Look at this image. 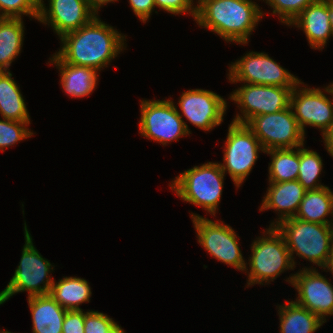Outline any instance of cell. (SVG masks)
Instances as JSON below:
<instances>
[{"mask_svg": "<svg viewBox=\"0 0 333 333\" xmlns=\"http://www.w3.org/2000/svg\"><path fill=\"white\" fill-rule=\"evenodd\" d=\"M125 35L105 24L96 15L78 30L64 34L56 54L66 63L102 70L124 48Z\"/></svg>", "mask_w": 333, "mask_h": 333, "instance_id": "1", "label": "cell"}, {"mask_svg": "<svg viewBox=\"0 0 333 333\" xmlns=\"http://www.w3.org/2000/svg\"><path fill=\"white\" fill-rule=\"evenodd\" d=\"M263 15L252 0H198L194 21L226 42L247 44Z\"/></svg>", "mask_w": 333, "mask_h": 333, "instance_id": "2", "label": "cell"}, {"mask_svg": "<svg viewBox=\"0 0 333 333\" xmlns=\"http://www.w3.org/2000/svg\"><path fill=\"white\" fill-rule=\"evenodd\" d=\"M275 227L284 237L294 268V252L320 268L324 266L333 247V225L290 217L278 222Z\"/></svg>", "mask_w": 333, "mask_h": 333, "instance_id": "3", "label": "cell"}, {"mask_svg": "<svg viewBox=\"0 0 333 333\" xmlns=\"http://www.w3.org/2000/svg\"><path fill=\"white\" fill-rule=\"evenodd\" d=\"M224 176L220 163L208 162L185 170L169 186L183 201L203 207L215 216L222 196Z\"/></svg>", "mask_w": 333, "mask_h": 333, "instance_id": "4", "label": "cell"}, {"mask_svg": "<svg viewBox=\"0 0 333 333\" xmlns=\"http://www.w3.org/2000/svg\"><path fill=\"white\" fill-rule=\"evenodd\" d=\"M24 235L25 245L19 265L8 285L0 292V305L19 292H28V297L48 295L54 282L49 275L54 267L34 247L26 222L24 223Z\"/></svg>", "mask_w": 333, "mask_h": 333, "instance_id": "5", "label": "cell"}, {"mask_svg": "<svg viewBox=\"0 0 333 333\" xmlns=\"http://www.w3.org/2000/svg\"><path fill=\"white\" fill-rule=\"evenodd\" d=\"M265 235L258 237L251 245L247 286L274 281L286 269L294 270L290 252L284 237L275 226H270ZM268 235V236H267Z\"/></svg>", "mask_w": 333, "mask_h": 333, "instance_id": "6", "label": "cell"}, {"mask_svg": "<svg viewBox=\"0 0 333 333\" xmlns=\"http://www.w3.org/2000/svg\"><path fill=\"white\" fill-rule=\"evenodd\" d=\"M139 132L142 136L164 146L190 133L174 102L168 100H140Z\"/></svg>", "mask_w": 333, "mask_h": 333, "instance_id": "7", "label": "cell"}, {"mask_svg": "<svg viewBox=\"0 0 333 333\" xmlns=\"http://www.w3.org/2000/svg\"><path fill=\"white\" fill-rule=\"evenodd\" d=\"M223 162L224 173L228 172L236 187H240L250 174L259 152L265 153L258 138L245 125L231 122L225 141Z\"/></svg>", "mask_w": 333, "mask_h": 333, "instance_id": "8", "label": "cell"}, {"mask_svg": "<svg viewBox=\"0 0 333 333\" xmlns=\"http://www.w3.org/2000/svg\"><path fill=\"white\" fill-rule=\"evenodd\" d=\"M245 125L258 138L265 151L304 146L305 134L290 106L275 113L254 116Z\"/></svg>", "mask_w": 333, "mask_h": 333, "instance_id": "9", "label": "cell"}, {"mask_svg": "<svg viewBox=\"0 0 333 333\" xmlns=\"http://www.w3.org/2000/svg\"><path fill=\"white\" fill-rule=\"evenodd\" d=\"M228 76L231 83L244 82V84L271 85L283 88H295L301 81L282 68L268 54L253 51L233 62L229 67Z\"/></svg>", "mask_w": 333, "mask_h": 333, "instance_id": "10", "label": "cell"}, {"mask_svg": "<svg viewBox=\"0 0 333 333\" xmlns=\"http://www.w3.org/2000/svg\"><path fill=\"white\" fill-rule=\"evenodd\" d=\"M190 215L200 245L218 261L244 271L247 262L245 263L237 241V234L232 227L219 220L215 222L198 214Z\"/></svg>", "mask_w": 333, "mask_h": 333, "instance_id": "11", "label": "cell"}, {"mask_svg": "<svg viewBox=\"0 0 333 333\" xmlns=\"http://www.w3.org/2000/svg\"><path fill=\"white\" fill-rule=\"evenodd\" d=\"M294 88L271 85L245 84L230 94V99L241 108L232 122L246 124L254 116L282 111L290 106Z\"/></svg>", "mask_w": 333, "mask_h": 333, "instance_id": "12", "label": "cell"}, {"mask_svg": "<svg viewBox=\"0 0 333 333\" xmlns=\"http://www.w3.org/2000/svg\"><path fill=\"white\" fill-rule=\"evenodd\" d=\"M303 82H299L291 91L290 107L293 114L305 134V126L317 127L322 132V137L333 126V83L328 85L324 91L332 95L328 98L320 88H307ZM302 89V90H301Z\"/></svg>", "mask_w": 333, "mask_h": 333, "instance_id": "13", "label": "cell"}, {"mask_svg": "<svg viewBox=\"0 0 333 333\" xmlns=\"http://www.w3.org/2000/svg\"><path fill=\"white\" fill-rule=\"evenodd\" d=\"M287 279L297 290V304L319 316L324 322L325 316L333 315V285L316 268H302Z\"/></svg>", "mask_w": 333, "mask_h": 333, "instance_id": "14", "label": "cell"}, {"mask_svg": "<svg viewBox=\"0 0 333 333\" xmlns=\"http://www.w3.org/2000/svg\"><path fill=\"white\" fill-rule=\"evenodd\" d=\"M178 102L183 117L204 131L220 125L227 109L225 99L217 93L203 89L183 92Z\"/></svg>", "mask_w": 333, "mask_h": 333, "instance_id": "15", "label": "cell"}, {"mask_svg": "<svg viewBox=\"0 0 333 333\" xmlns=\"http://www.w3.org/2000/svg\"><path fill=\"white\" fill-rule=\"evenodd\" d=\"M45 7L44 1L40 0L37 20L51 25L60 38L88 24L96 16L86 0H49V9Z\"/></svg>", "mask_w": 333, "mask_h": 333, "instance_id": "16", "label": "cell"}, {"mask_svg": "<svg viewBox=\"0 0 333 333\" xmlns=\"http://www.w3.org/2000/svg\"><path fill=\"white\" fill-rule=\"evenodd\" d=\"M301 28L313 49H323L330 36L333 37L328 0H316L309 4L290 24Z\"/></svg>", "mask_w": 333, "mask_h": 333, "instance_id": "17", "label": "cell"}, {"mask_svg": "<svg viewBox=\"0 0 333 333\" xmlns=\"http://www.w3.org/2000/svg\"><path fill=\"white\" fill-rule=\"evenodd\" d=\"M305 192L306 189L298 180L269 182V187L259 209L260 211L267 209L279 211L277 212L279 213V220L276 219L277 221H273L269 226H275L284 219L294 217Z\"/></svg>", "mask_w": 333, "mask_h": 333, "instance_id": "18", "label": "cell"}, {"mask_svg": "<svg viewBox=\"0 0 333 333\" xmlns=\"http://www.w3.org/2000/svg\"><path fill=\"white\" fill-rule=\"evenodd\" d=\"M60 71V84L70 97L83 98L92 93L98 83V71L85 66H77L64 62L56 53L49 58Z\"/></svg>", "mask_w": 333, "mask_h": 333, "instance_id": "19", "label": "cell"}, {"mask_svg": "<svg viewBox=\"0 0 333 333\" xmlns=\"http://www.w3.org/2000/svg\"><path fill=\"white\" fill-rule=\"evenodd\" d=\"M27 299L33 322L32 333H62L66 309L50 294Z\"/></svg>", "mask_w": 333, "mask_h": 333, "instance_id": "20", "label": "cell"}, {"mask_svg": "<svg viewBox=\"0 0 333 333\" xmlns=\"http://www.w3.org/2000/svg\"><path fill=\"white\" fill-rule=\"evenodd\" d=\"M328 215L333 216V192L324 186L306 190L294 217L306 222L333 225V219L330 222L326 218Z\"/></svg>", "mask_w": 333, "mask_h": 333, "instance_id": "21", "label": "cell"}, {"mask_svg": "<svg viewBox=\"0 0 333 333\" xmlns=\"http://www.w3.org/2000/svg\"><path fill=\"white\" fill-rule=\"evenodd\" d=\"M278 307L280 333H314L325 323L295 301H288Z\"/></svg>", "mask_w": 333, "mask_h": 333, "instance_id": "22", "label": "cell"}, {"mask_svg": "<svg viewBox=\"0 0 333 333\" xmlns=\"http://www.w3.org/2000/svg\"><path fill=\"white\" fill-rule=\"evenodd\" d=\"M20 87L9 71H0V114L3 119L30 122Z\"/></svg>", "mask_w": 333, "mask_h": 333, "instance_id": "23", "label": "cell"}, {"mask_svg": "<svg viewBox=\"0 0 333 333\" xmlns=\"http://www.w3.org/2000/svg\"><path fill=\"white\" fill-rule=\"evenodd\" d=\"M23 34L22 18H0V71H9V66L21 53Z\"/></svg>", "mask_w": 333, "mask_h": 333, "instance_id": "24", "label": "cell"}, {"mask_svg": "<svg viewBox=\"0 0 333 333\" xmlns=\"http://www.w3.org/2000/svg\"><path fill=\"white\" fill-rule=\"evenodd\" d=\"M66 310H81L80 304L89 302L92 295L89 283L79 277H64L53 282L49 293Z\"/></svg>", "mask_w": 333, "mask_h": 333, "instance_id": "25", "label": "cell"}, {"mask_svg": "<svg viewBox=\"0 0 333 333\" xmlns=\"http://www.w3.org/2000/svg\"><path fill=\"white\" fill-rule=\"evenodd\" d=\"M293 148L271 149L265 153L271 156L269 163V182H287L298 179L300 166V146Z\"/></svg>", "mask_w": 333, "mask_h": 333, "instance_id": "26", "label": "cell"}, {"mask_svg": "<svg viewBox=\"0 0 333 333\" xmlns=\"http://www.w3.org/2000/svg\"><path fill=\"white\" fill-rule=\"evenodd\" d=\"M300 146V166L298 181L306 190H316L324 187L318 178L323 168L320 155L313 150H308Z\"/></svg>", "mask_w": 333, "mask_h": 333, "instance_id": "27", "label": "cell"}, {"mask_svg": "<svg viewBox=\"0 0 333 333\" xmlns=\"http://www.w3.org/2000/svg\"><path fill=\"white\" fill-rule=\"evenodd\" d=\"M30 122H20L14 120H0V149L4 152L5 148L15 145L28 137H32L33 132L29 130Z\"/></svg>", "mask_w": 333, "mask_h": 333, "instance_id": "28", "label": "cell"}, {"mask_svg": "<svg viewBox=\"0 0 333 333\" xmlns=\"http://www.w3.org/2000/svg\"><path fill=\"white\" fill-rule=\"evenodd\" d=\"M40 0H0V18H23L22 15L38 19Z\"/></svg>", "mask_w": 333, "mask_h": 333, "instance_id": "29", "label": "cell"}, {"mask_svg": "<svg viewBox=\"0 0 333 333\" xmlns=\"http://www.w3.org/2000/svg\"><path fill=\"white\" fill-rule=\"evenodd\" d=\"M264 1V0H263ZM278 14L281 23L289 24L309 5L316 0H265Z\"/></svg>", "mask_w": 333, "mask_h": 333, "instance_id": "30", "label": "cell"}, {"mask_svg": "<svg viewBox=\"0 0 333 333\" xmlns=\"http://www.w3.org/2000/svg\"><path fill=\"white\" fill-rule=\"evenodd\" d=\"M116 322L98 311L85 312L84 333H107Z\"/></svg>", "mask_w": 333, "mask_h": 333, "instance_id": "31", "label": "cell"}, {"mask_svg": "<svg viewBox=\"0 0 333 333\" xmlns=\"http://www.w3.org/2000/svg\"><path fill=\"white\" fill-rule=\"evenodd\" d=\"M155 6L165 10L171 14H191L194 17L196 16V6L193 4V0H154Z\"/></svg>", "mask_w": 333, "mask_h": 333, "instance_id": "32", "label": "cell"}, {"mask_svg": "<svg viewBox=\"0 0 333 333\" xmlns=\"http://www.w3.org/2000/svg\"><path fill=\"white\" fill-rule=\"evenodd\" d=\"M85 312L81 310H67L62 326V333H84Z\"/></svg>", "mask_w": 333, "mask_h": 333, "instance_id": "33", "label": "cell"}, {"mask_svg": "<svg viewBox=\"0 0 333 333\" xmlns=\"http://www.w3.org/2000/svg\"><path fill=\"white\" fill-rule=\"evenodd\" d=\"M129 3L135 15L143 23H146L155 8L154 0H129Z\"/></svg>", "mask_w": 333, "mask_h": 333, "instance_id": "34", "label": "cell"}, {"mask_svg": "<svg viewBox=\"0 0 333 333\" xmlns=\"http://www.w3.org/2000/svg\"><path fill=\"white\" fill-rule=\"evenodd\" d=\"M87 4L89 6V8L96 14L98 15V10L100 9V7L102 5H106L109 2L113 3L115 1H119V0H86Z\"/></svg>", "mask_w": 333, "mask_h": 333, "instance_id": "35", "label": "cell"}, {"mask_svg": "<svg viewBox=\"0 0 333 333\" xmlns=\"http://www.w3.org/2000/svg\"><path fill=\"white\" fill-rule=\"evenodd\" d=\"M325 148L327 152L333 157V126L331 129L323 136Z\"/></svg>", "mask_w": 333, "mask_h": 333, "instance_id": "36", "label": "cell"}, {"mask_svg": "<svg viewBox=\"0 0 333 333\" xmlns=\"http://www.w3.org/2000/svg\"><path fill=\"white\" fill-rule=\"evenodd\" d=\"M322 268H323L322 270H324V271L326 269H327V271L328 270L331 271V273L333 275V247H332L331 252H330V254L327 258L326 263L324 264V266Z\"/></svg>", "mask_w": 333, "mask_h": 333, "instance_id": "37", "label": "cell"}, {"mask_svg": "<svg viewBox=\"0 0 333 333\" xmlns=\"http://www.w3.org/2000/svg\"><path fill=\"white\" fill-rule=\"evenodd\" d=\"M329 4V19H330V26H331V31L333 34V0H328Z\"/></svg>", "mask_w": 333, "mask_h": 333, "instance_id": "38", "label": "cell"}, {"mask_svg": "<svg viewBox=\"0 0 333 333\" xmlns=\"http://www.w3.org/2000/svg\"><path fill=\"white\" fill-rule=\"evenodd\" d=\"M107 333H125L117 323Z\"/></svg>", "mask_w": 333, "mask_h": 333, "instance_id": "39", "label": "cell"}, {"mask_svg": "<svg viewBox=\"0 0 333 333\" xmlns=\"http://www.w3.org/2000/svg\"><path fill=\"white\" fill-rule=\"evenodd\" d=\"M0 333H9V331H7V330H2V331H0Z\"/></svg>", "mask_w": 333, "mask_h": 333, "instance_id": "40", "label": "cell"}]
</instances>
